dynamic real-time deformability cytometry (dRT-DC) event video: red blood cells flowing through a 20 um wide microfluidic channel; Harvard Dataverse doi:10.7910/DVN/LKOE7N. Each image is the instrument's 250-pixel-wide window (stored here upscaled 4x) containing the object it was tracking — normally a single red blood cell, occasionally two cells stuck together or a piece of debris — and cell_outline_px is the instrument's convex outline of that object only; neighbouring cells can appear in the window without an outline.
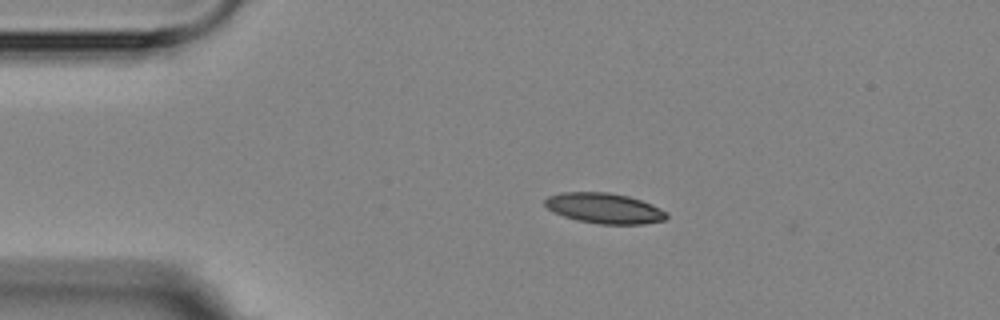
{"species": "Egyptian fruit bat (a non-hibernating species)", "species_latin": "Rousettus aegyptiacus", "temperature_condition": "room temperature", "stored_images_in_passage": 4, "camera_frame_rate_fps": 3000, "um_per_image_px": 0.085, "animal": {"sex": "female"}, "frame": {"image": 1, "passage_image": 2, "time_ms": 1.333, "image_size_px": [1000, 320], "cell_outline_px": [[668, 216], [664, 220], [644, 224], [600, 224], [576, 220], [564, 216], [548, 208], [544, 204], [544, 200], [548, 196], [560, 192], [608, 192], [628, 196], [652, 204], [668, 212]], "centroid_in_image_um": [51.38, 17.7], "position_along_channel_um": 33.6, "area_um2": 21.56}}